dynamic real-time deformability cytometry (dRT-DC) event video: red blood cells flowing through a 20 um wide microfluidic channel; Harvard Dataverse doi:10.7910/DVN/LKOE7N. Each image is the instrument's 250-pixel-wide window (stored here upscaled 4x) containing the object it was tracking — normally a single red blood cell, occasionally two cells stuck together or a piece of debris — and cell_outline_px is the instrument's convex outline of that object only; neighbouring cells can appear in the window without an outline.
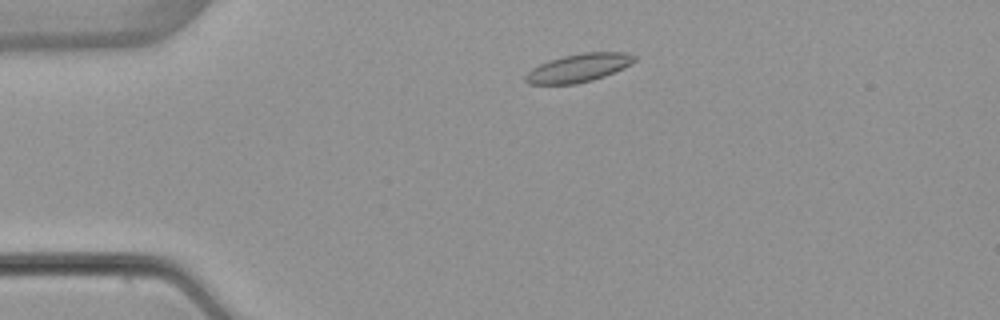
{"species": "common noctule bat (a hibernating species)", "species_latin": "Nyctalus noctula", "temperature_condition": "warm", "stored_images_in_passage": 3, "camera_frame_rate_fps": 3000, "um_per_image_px": 0.085, "animal": {"sex": "female", "body_mass_g": 22.7, "forearm_length_mm": 54.2}, "frame": {"image": 1, "passage_image": 2, "time_ms": 1.333, "image_size_px": [1000, 320], "cell_outline_px": [[636, 60], [632, 64], [624, 68], [604, 76], [592, 80], [576, 84], [528, 84], [524, 80], [524, 76], [532, 68], [548, 60], [564, 56], [584, 52], [628, 52], [636, 56]], "centroid_in_image_um": [49.19, 5.77], "position_along_channel_um": 35.8, "area_um2": 18.03}}
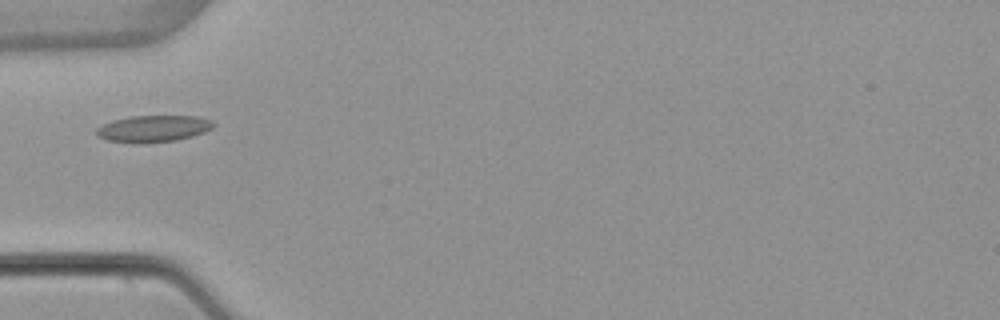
{"frame": {"image": 2, "passage_image": 3, "time_ms": 3.333, "image_size_px": [1000, 320], "cell_outline_px": [[216, 124], [212, 128], [204, 132], [192, 136], [176, 140], [140, 144], [136, 144], [108, 140], [96, 136], [96, 128], [100, 124], [112, 120], [132, 116], [196, 116], [212, 120]], "centroid_in_image_um": [13.0, 10.94], "position_along_channel_um": 72.0, "area_um2": 18.44}}